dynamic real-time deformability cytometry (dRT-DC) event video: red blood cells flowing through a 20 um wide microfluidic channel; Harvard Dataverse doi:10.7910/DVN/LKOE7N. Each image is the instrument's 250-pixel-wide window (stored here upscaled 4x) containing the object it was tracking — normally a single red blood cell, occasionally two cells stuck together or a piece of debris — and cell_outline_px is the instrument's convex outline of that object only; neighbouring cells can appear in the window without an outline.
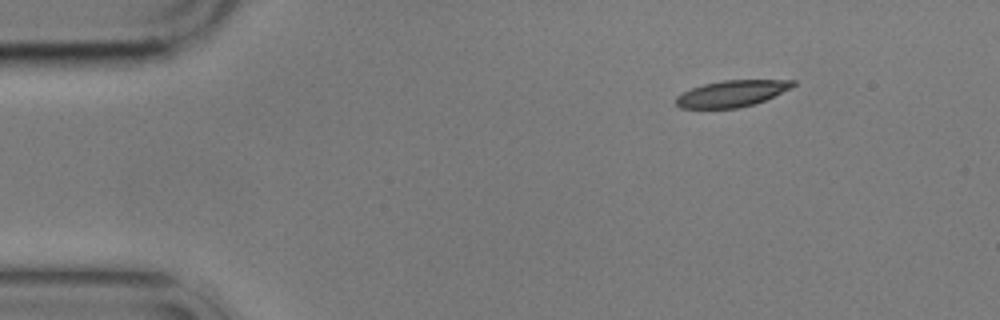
{"species": "common noctule bat (a hibernating species)", "species_latin": "Nyctalus noctula", "temperature_condition": "cold", "stored_images_in_passage": 3, "camera_frame_rate_fps": 3000, "um_per_image_px": 0.085, "animal": {"sex": "male", "body_mass_g": 17.9}, "frame": {"image": 1, "passage_image": 1, "time_ms": 0.0, "image_size_px": [1000, 320], "cell_outline_px": [[796, 84], [764, 100], [752, 104], [736, 108], [680, 108], [676, 104], [676, 96], [692, 88], [704, 84], [724, 80], [796, 80]], "centroid_in_image_um": [62.16, 7.95], "position_along_channel_um": 22.8, "area_um2": 17.57}}